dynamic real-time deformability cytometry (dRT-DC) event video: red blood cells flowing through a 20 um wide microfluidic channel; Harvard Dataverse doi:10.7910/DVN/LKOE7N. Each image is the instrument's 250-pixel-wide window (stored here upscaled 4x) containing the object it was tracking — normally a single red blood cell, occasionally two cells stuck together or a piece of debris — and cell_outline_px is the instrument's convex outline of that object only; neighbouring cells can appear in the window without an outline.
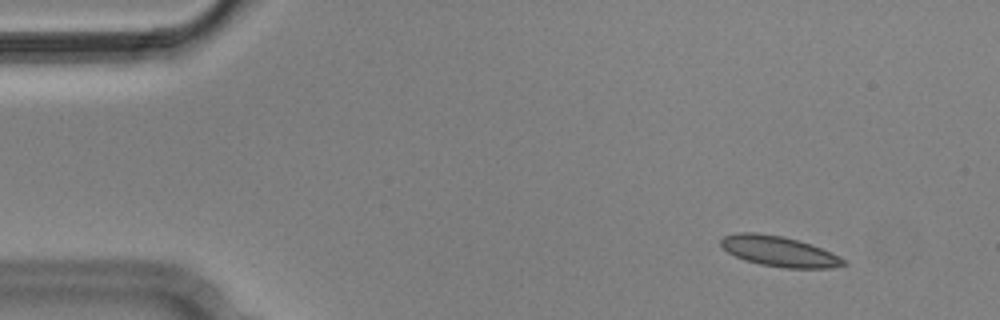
{"species": "Egyptian fruit bat (a non-hibernating species)", "species_latin": "Rousettus aegyptiacus", "temperature_condition": "cold", "stored_images_in_passage": 5, "camera_frame_rate_fps": 3000, "um_per_image_px": 0.085, "animal": {"sex": "male"}, "frame": {"image": 1, "passage_image": 1, "time_ms": 0.0, "image_size_px": [1000, 320], "cell_outline_px": [[848, 264], [832, 268], [784, 268], [760, 264], [744, 260], [728, 252], [720, 244], [720, 240], [724, 236], [736, 232], [756, 232], [784, 236], [812, 244], [840, 256], [848, 260]], "centroid_in_image_um": [66.26, 21.36], "position_along_channel_um": 18.7, "area_um2": 21.96}}